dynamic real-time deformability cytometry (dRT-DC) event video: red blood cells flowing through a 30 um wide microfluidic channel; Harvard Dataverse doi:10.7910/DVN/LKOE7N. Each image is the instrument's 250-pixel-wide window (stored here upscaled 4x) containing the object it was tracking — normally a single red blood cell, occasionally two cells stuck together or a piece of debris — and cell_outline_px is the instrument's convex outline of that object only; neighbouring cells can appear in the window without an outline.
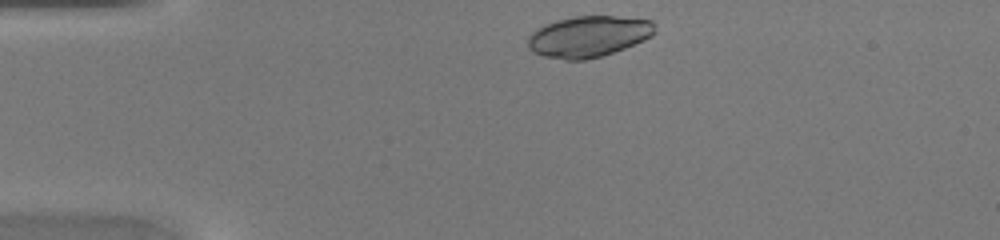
{"species": "common noctule bat (a hibernating species)", "species_latin": "Nyctalus noctula", "temperature_condition": "warm", "stored_images_in_passage": 36, "camera_frame_rate_fps": 3000, "um_per_image_px": 0.085, "animal": {"sex": "female", "body_mass_g": 20.0, "forearm_length_mm": 54.0}, "frame": {"image": 1, "passage_image": 1, "time_ms": 0.0, "image_size_px": [1000, 240], "cell_outline_px": [[656, 32], [652, 36], [644, 40], [624, 48], [600, 56], [584, 60], [564, 60], [544, 56], [532, 52], [528, 48], [528, 36], [532, 32], [544, 24], [556, 20], [576, 16], [612, 16], [652, 20]], "centroid_in_image_um": [50.0, 3.1], "position_along_channel_um": 35.0, "area_um2": 30.4}}